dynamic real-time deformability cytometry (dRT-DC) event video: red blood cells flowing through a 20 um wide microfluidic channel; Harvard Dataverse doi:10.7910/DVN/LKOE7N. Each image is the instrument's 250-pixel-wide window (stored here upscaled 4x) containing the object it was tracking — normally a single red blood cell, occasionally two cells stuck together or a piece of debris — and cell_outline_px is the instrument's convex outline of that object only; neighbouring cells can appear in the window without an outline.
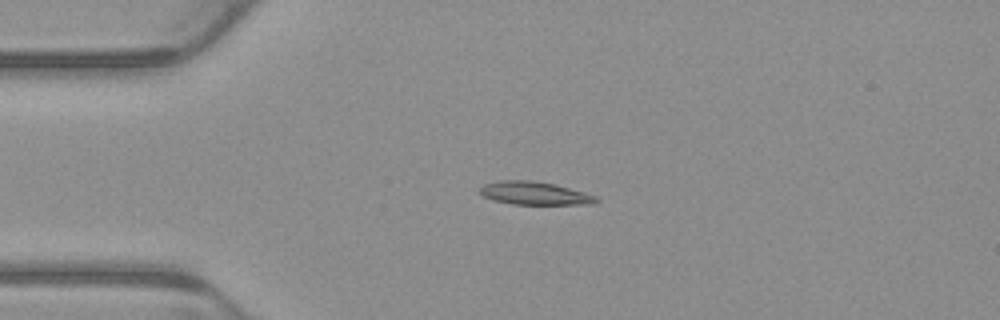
{"species": "common noctule bat (a hibernating species)", "species_latin": "Nyctalus noctula", "temperature_condition": "warm", "stored_images_in_passage": 3, "camera_frame_rate_fps": 3000, "um_per_image_px": 0.085, "animal": {"sex": "male", "body_mass_g": 23.1, "forearm_length_mm": 52.7}, "frame": {"image": 1, "passage_image": 3, "time_ms": 0.667, "image_size_px": [1000, 320], "cell_outline_px": [[600, 200], [596, 204], [512, 204], [492, 200], [476, 192], [484, 184], [500, 180], [532, 180], [556, 184], [584, 192], [596, 196]], "centroid_in_image_um": [45.43, 16.42], "position_along_channel_um": 39.6, "area_um2": 15.84}}